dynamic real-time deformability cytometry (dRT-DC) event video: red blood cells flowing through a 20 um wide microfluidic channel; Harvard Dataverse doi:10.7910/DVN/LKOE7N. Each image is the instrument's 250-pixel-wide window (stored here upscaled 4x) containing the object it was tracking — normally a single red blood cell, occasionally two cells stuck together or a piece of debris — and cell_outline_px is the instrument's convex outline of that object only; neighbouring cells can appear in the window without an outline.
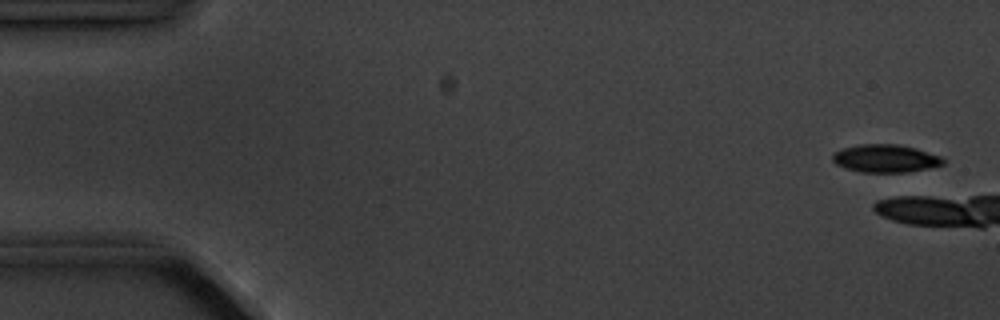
{"species": "common noctule bat (a hibernating species)", "species_latin": "Nyctalus noctula", "temperature_condition": "cold", "stored_images_in_passage": 7, "camera_frame_rate_fps": 3000, "um_per_image_px": 0.085, "animal": {"sex": "male", "body_mass_g": 20.1, "forearm_length_mm": 53.5}, "frame": {"image": 1, "passage_image": 1, "time_ms": 0.0, "image_size_px": [1000, 320], "cell_outline_px": [[944, 164], [928, 168], [908, 172], [860, 172], [844, 168], [836, 164], [832, 160], [832, 156], [836, 152], [844, 148], [860, 144], [896, 144], [916, 148], [940, 156], [944, 160]], "centroid_in_image_um": [75.26, 13.47], "position_along_channel_um": 9.7, "area_um2": 17.86}}
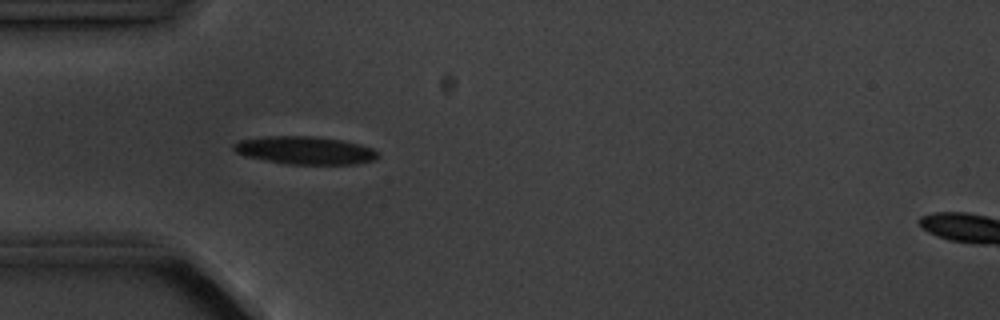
{"frame": {"image": 2, "passage_image": 6, "time_ms": 6.667, "image_size_px": [1000, 320], "cell_outline_px": [[380, 156], [376, 160], [356, 164], [288, 164], [244, 156], [236, 152], [232, 148], [232, 144], [240, 140], [268, 136], [312, 136], [340, 140], [360, 144], [372, 148]], "centroid_in_image_um": [25.93, 12.78], "position_along_channel_um": 59.1, "area_um2": 23.41}}